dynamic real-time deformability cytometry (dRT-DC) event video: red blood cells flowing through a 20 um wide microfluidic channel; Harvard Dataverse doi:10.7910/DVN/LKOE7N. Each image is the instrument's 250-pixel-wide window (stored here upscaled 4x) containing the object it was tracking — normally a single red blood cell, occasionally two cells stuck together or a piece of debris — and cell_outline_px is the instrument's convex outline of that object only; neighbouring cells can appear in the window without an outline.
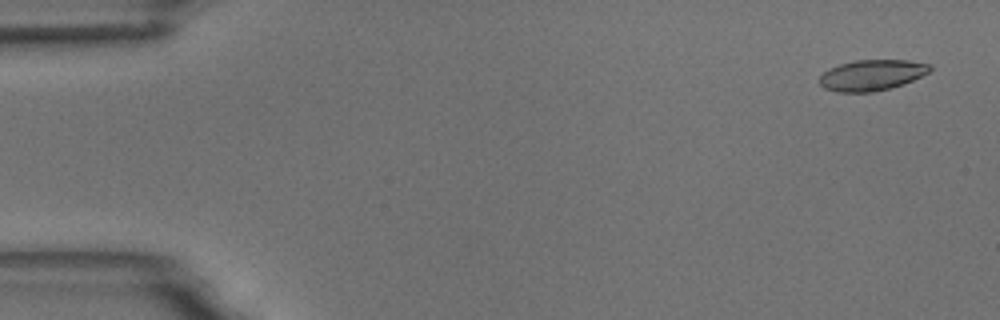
{"species": "common noctule bat (a hibernating species)", "species_latin": "Nyctalus noctula", "temperature_condition": "room temperature", "stored_images_in_passage": 17, "camera_frame_rate_fps": 3000, "um_per_image_px": 0.085, "animal": {"sex": "male", "body_mass_g": 18.8}, "frame": {"image": 1, "passage_image": 3, "time_ms": 0.667, "image_size_px": [1000, 320], "cell_outline_px": [[932, 68], [928, 72], [904, 84], [872, 92], [836, 92], [824, 88], [820, 84], [820, 76], [828, 68], [840, 64], [856, 60], [908, 60], [932, 64]], "centroid_in_image_um": [74.09, 6.38], "position_along_channel_um": 10.9, "area_um2": 19.77}}
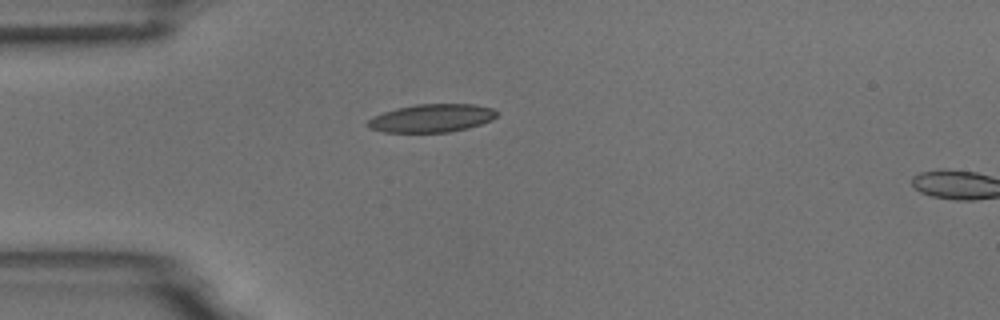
{"frame": {"image": 2, "passage_image": 15, "time_ms": 4.667, "image_size_px": [1000, 320], "cell_outline_px": [[496, 116], [492, 120], [468, 128], [448, 132], [384, 132], [368, 128], [364, 124], [372, 116], [396, 108], [416, 104], [476, 104], [492, 108], [496, 112]], "centroid_in_image_um": [36.65, 10.04], "position_along_channel_um": 48.3, "area_um2": 21.21}}